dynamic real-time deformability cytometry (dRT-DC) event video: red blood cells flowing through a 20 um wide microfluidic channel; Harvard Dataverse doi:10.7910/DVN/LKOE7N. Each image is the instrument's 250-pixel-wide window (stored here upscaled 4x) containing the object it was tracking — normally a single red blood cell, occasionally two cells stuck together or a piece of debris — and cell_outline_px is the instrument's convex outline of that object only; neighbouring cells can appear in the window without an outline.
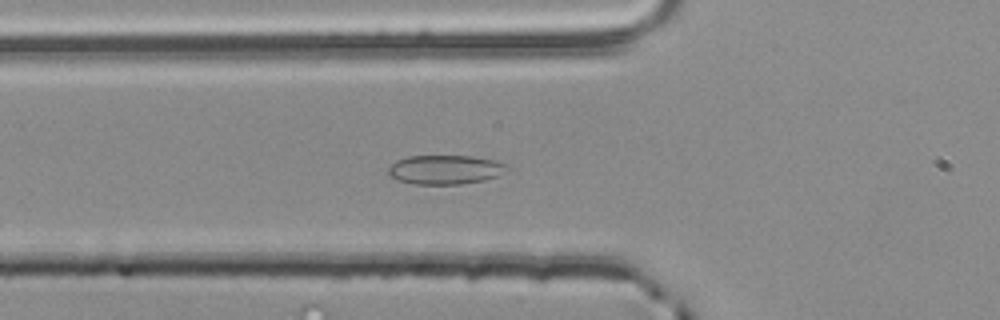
{"species": "common noctule bat (a hibernating species)", "species_latin": "Nyctalus noctula", "temperature_condition": "room temperature", "stored_images_in_passage": 34, "camera_frame_rate_fps": 3000, "um_per_image_px": 0.085, "animal": {"sex": "male", "body_mass_g": 20.4}, "frame": {"image": 1, "passage_image": 5, "time_ms": 1.333, "image_size_px": [1000, 320], "cell_outline_px": [[508, 168], [496, 176], [484, 180], [460, 184], [416, 184], [400, 180], [388, 176], [388, 168], [396, 160], [408, 156], [472, 156], [496, 160], [508, 164]], "centroid_in_image_um": [37.83, 14.41], "position_along_channel_um": 88.0, "area_um2": 20.11}}
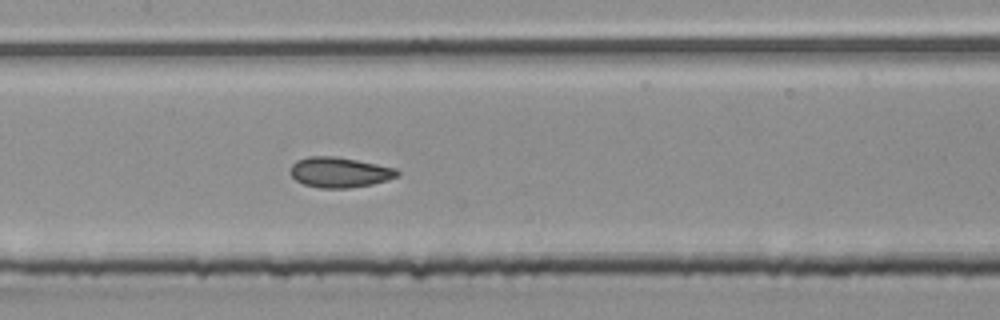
{"frame": {"image": 2, "passage_image": 12, "time_ms": 3.667, "image_size_px": [1000, 320], "cell_outline_px": [[400, 172], [396, 176], [388, 180], [372, 184], [348, 188], [320, 188], [304, 184], [296, 180], [292, 176], [292, 164], [296, 160], [308, 156], [332, 156], [356, 160], [396, 168]], "centroid_in_image_um": [28.86, 14.64], "position_along_channel_um": 178.5, "area_um2": 18.67}}
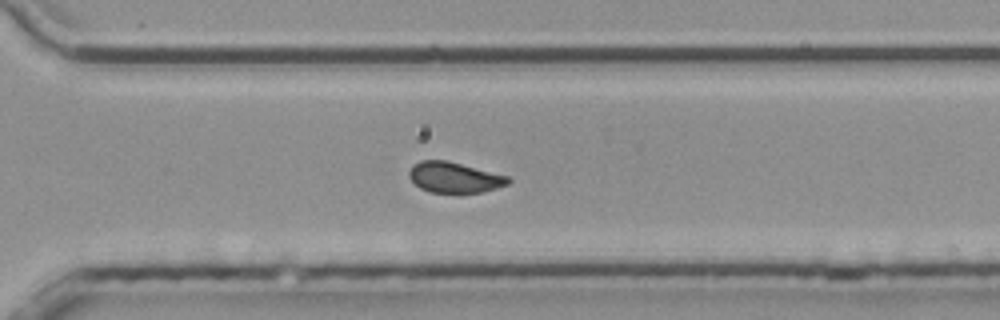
{"frame": {"image": 3, "passage_image": 24, "time_ms": 7.667, "image_size_px": [1000, 320], "cell_outline_px": [[512, 180], [508, 184], [484, 192], [428, 192], [420, 188], [408, 176], [408, 172], [412, 164], [420, 160], [448, 160], [508, 176]], "centroid_in_image_um": [38.61, 15.06], "position_along_channel_um": 332.0, "area_um2": 17.74}, "authors_computed_cell_mechanics": {"area_um2": 18.6116, "velocity_mm_per_s": 3.8466, "shape_relaxation_time_tau1_ms": 6.3338, "shape_relaxation_time_tau2_ms": 1.2457, "deformation_change_tau1": 0.1214, "deformation_change_tau2": 0.0707}}